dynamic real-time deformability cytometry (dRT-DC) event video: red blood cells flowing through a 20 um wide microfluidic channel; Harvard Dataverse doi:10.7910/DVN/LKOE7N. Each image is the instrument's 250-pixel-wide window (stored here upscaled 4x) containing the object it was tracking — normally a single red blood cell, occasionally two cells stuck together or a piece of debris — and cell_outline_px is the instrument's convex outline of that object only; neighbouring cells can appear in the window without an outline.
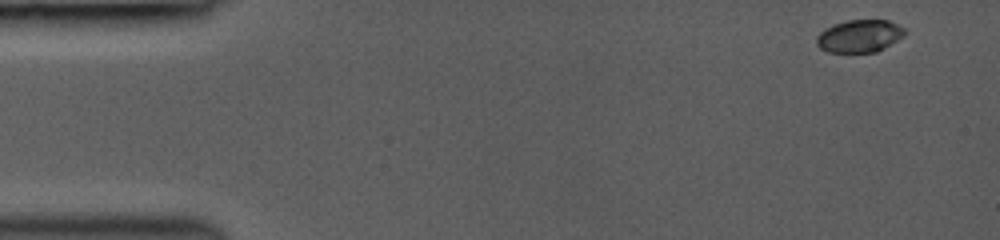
{"species": "common noctule bat (a hibernating species)", "species_latin": "Nyctalus noctula", "temperature_condition": "room temperature", "stored_images_in_passage": 8, "camera_frame_rate_fps": 3000, "um_per_image_px": 0.085, "animal": {"sex": "female", "body_mass_g": 19.0, "forearm_length_mm": 53.3}, "frame": {"image": 1, "passage_image": 1, "time_ms": 0.0, "image_size_px": [1000, 240], "cell_outline_px": [[908, 32], [904, 36], [884, 48], [876, 52], [828, 52], [820, 48], [816, 44], [816, 36], [820, 32], [832, 24], [848, 20], [888, 20], [904, 28]], "centroid_in_image_um": [73.05, 3.06], "position_along_channel_um": 11.9, "area_um2": 16.82}}
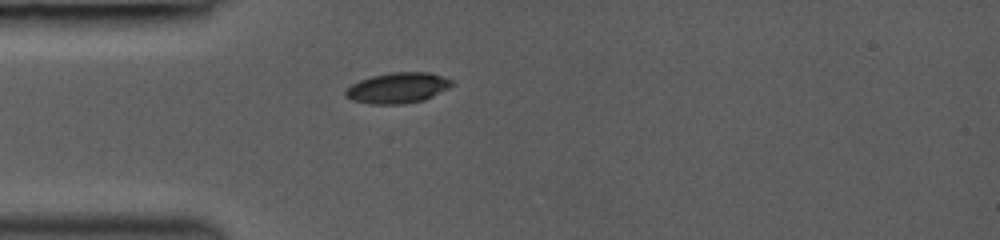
{"frame": {"image": 2, "passage_image": 7, "time_ms": 3.667, "image_size_px": [1000, 240], "cell_outline_px": [[452, 84], [448, 88], [424, 100], [400, 104], [368, 104], [352, 100], [344, 96], [344, 92], [352, 84], [360, 80], [372, 76], [392, 72], [428, 72], [452, 80]], "centroid_in_image_um": [33.76, 7.48], "position_along_channel_um": 51.2, "area_um2": 18.79}}